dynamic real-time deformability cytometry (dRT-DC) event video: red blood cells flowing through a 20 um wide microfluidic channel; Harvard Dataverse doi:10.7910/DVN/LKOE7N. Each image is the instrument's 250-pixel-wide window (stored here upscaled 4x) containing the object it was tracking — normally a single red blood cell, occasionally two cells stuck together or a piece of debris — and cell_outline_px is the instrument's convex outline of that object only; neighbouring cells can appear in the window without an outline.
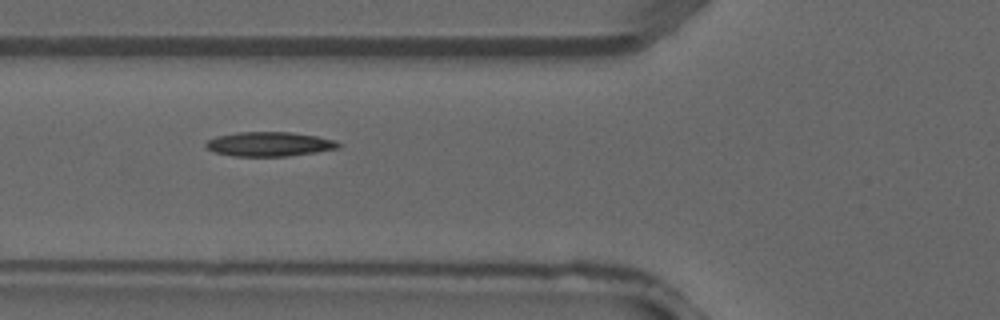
{"species": "common noctule bat (a hibernating species)", "species_latin": "Nyctalus noctula", "temperature_condition": "warm", "stored_images_in_passage": 4, "camera_frame_rate_fps": 3000, "um_per_image_px": 0.085, "animal": {"sex": "male", "forearm_length_mm": 52.5}, "frame": {"image": 1, "passage_image": 3, "time_ms": 0.667, "image_size_px": [1000, 320], "cell_outline_px": [[344, 144], [340, 148], [316, 152], [288, 156], [232, 156], [216, 152], [208, 148], [204, 144], [208, 140], [216, 136], [236, 132], [292, 132], [316, 136], [336, 140]], "centroid_in_image_um": [22.95, 12.24], "position_along_channel_um": 102.9, "area_um2": 18.96}}